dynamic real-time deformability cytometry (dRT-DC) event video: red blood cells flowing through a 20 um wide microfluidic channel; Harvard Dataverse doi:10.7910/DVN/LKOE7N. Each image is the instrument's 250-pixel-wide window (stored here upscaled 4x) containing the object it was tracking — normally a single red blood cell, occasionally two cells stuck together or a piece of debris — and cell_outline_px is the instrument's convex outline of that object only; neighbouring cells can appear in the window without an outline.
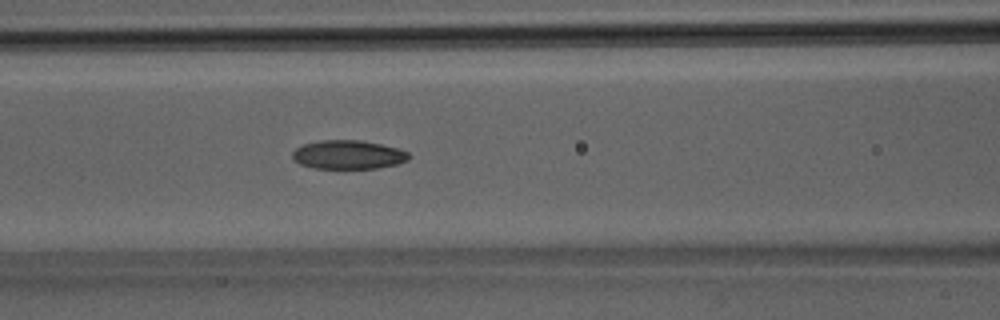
{"species": "Egyptian fruit bat (a non-hibernating species)", "species_latin": "Rousettus aegyptiacus", "temperature_condition": "room temperature", "stored_images_in_passage": 17, "camera_frame_rate_fps": 3000, "um_per_image_px": 0.085, "animal": {"sex": "male"}, "frame": {"image": 1, "passage_image": 16, "time_ms": 5.0, "image_size_px": [1000, 320], "cell_outline_px": [[412, 156], [408, 160], [396, 164], [376, 168], [312, 168], [300, 164], [292, 156], [292, 152], [296, 148], [304, 144], [320, 140], [360, 140], [380, 144], [396, 148], [408, 152]], "centroid_in_image_um": [29.6, 13.14], "position_along_channel_um": 137.0, "area_um2": 19.42}}